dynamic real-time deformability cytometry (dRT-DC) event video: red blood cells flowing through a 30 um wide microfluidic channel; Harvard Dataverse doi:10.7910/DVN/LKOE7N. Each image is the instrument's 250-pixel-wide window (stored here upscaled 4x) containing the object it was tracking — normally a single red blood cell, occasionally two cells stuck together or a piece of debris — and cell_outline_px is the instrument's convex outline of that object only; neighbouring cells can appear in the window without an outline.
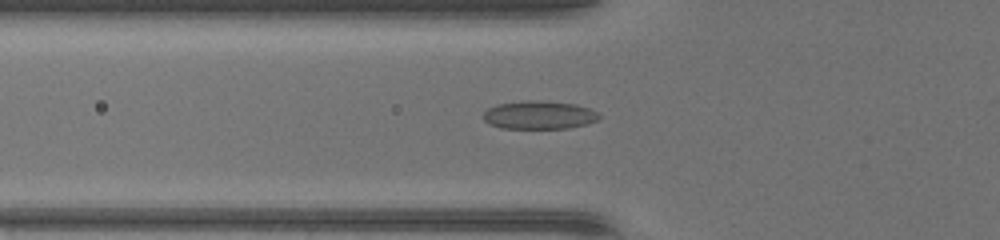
{"species": "common noctule bat (a hibernating species)", "species_latin": "Nyctalus noctula", "temperature_condition": "warm", "stored_images_in_passage": 49, "camera_frame_rate_fps": 3000, "um_per_image_px": 0.085, "animal": {"sex": "female", "body_mass_g": 17.0, "forearm_length_mm": 48.0}, "frame": {"image": 1, "passage_image": 19, "time_ms": 6.0, "image_size_px": [1000, 240], "cell_outline_px": [[600, 120], [588, 124], [568, 128], [500, 128], [488, 124], [484, 120], [484, 112], [488, 108], [496, 104], [528, 100], [540, 100], [576, 104], [588, 108], [596, 112], [600, 116]], "centroid_in_image_um": [45.83, 9.77], "position_along_channel_um": 80.0, "area_um2": 19.19}}
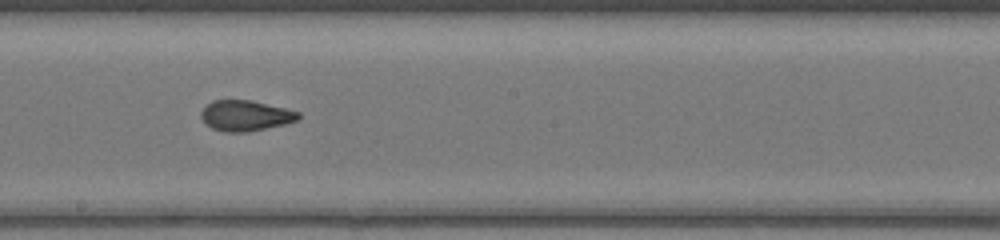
{"frame": {"image": 2, "passage_image": 29, "time_ms": 9.333, "image_size_px": [1000, 240], "cell_outline_px": [[300, 116], [296, 120], [284, 124], [248, 132], [224, 132], [212, 128], [200, 116], [200, 112], [212, 100], [252, 100], [300, 112]], "centroid_in_image_um": [20.86, 9.82], "position_along_channel_um": 227.3, "area_um2": 17.17}}
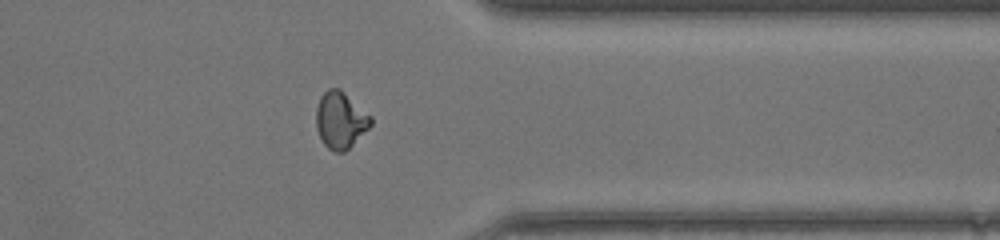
{"frame": {"image": 3, "passage_image": 40, "time_ms": 13.0, "image_size_px": [1000, 240], "cell_outline_px": [[372, 124], [344, 152], [336, 152], [328, 148], [324, 144], [316, 128], [316, 108], [320, 96], [328, 88], [340, 88], [372, 116]], "centroid_in_image_um": [28.93, 10.18], "position_along_channel_um": 382.5, "area_um2": 17.98}, "authors_computed_cell_mechanics": {"area_um2": 17.8602, "velocity_mm_per_s": 4.4011, "shape_relaxation_time_tau1_ms": 7.6133, "shape_relaxation_time_tau2_ms": 0.8009, "deformation_change_tau1": 0.2589, "deformation_change_tau2": 0.0661}}